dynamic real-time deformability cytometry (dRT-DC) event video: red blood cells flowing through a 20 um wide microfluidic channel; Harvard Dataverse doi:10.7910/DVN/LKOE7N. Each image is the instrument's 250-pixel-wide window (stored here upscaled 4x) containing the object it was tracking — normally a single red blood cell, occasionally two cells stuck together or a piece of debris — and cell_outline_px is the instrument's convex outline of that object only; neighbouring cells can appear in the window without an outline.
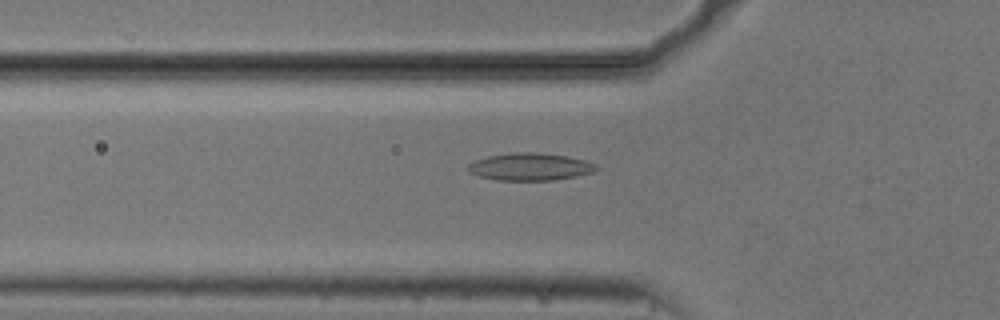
{"species": "common noctule bat (a hibernating species)", "species_latin": "Nyctalus noctula", "temperature_condition": "cold", "stored_images_in_passage": 54, "camera_frame_rate_fps": 3000, "um_per_image_px": 0.085, "animal": {"sex": "male", "body_mass_g": 20.5, "forearm_length_mm": 52.5}, "frame": {"image": 1, "passage_image": 18, "time_ms": 5.667, "image_size_px": [1000, 320], "cell_outline_px": [[600, 168], [596, 172], [576, 176], [552, 180], [496, 180], [480, 176], [468, 172], [468, 164], [476, 160], [488, 156], [512, 152], [540, 152], [568, 156], [584, 160], [596, 164]], "centroid_in_image_um": [45.1, 14.17], "position_along_channel_um": 80.7, "area_um2": 20.63}}
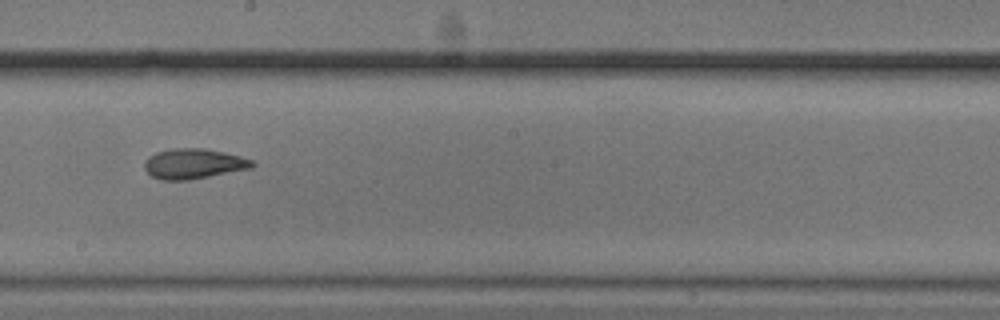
{"frame": {"image": 2, "passage_image": 30, "time_ms": 9.667, "image_size_px": [1000, 320], "cell_outline_px": [[256, 164], [252, 168], [188, 180], [160, 180], [152, 176], [144, 168], [144, 160], [148, 156], [156, 152], [172, 148], [204, 148], [224, 152], [240, 156], [252, 160]], "centroid_in_image_um": [16.44, 13.91], "position_along_channel_um": 231.8, "area_um2": 19.02}}
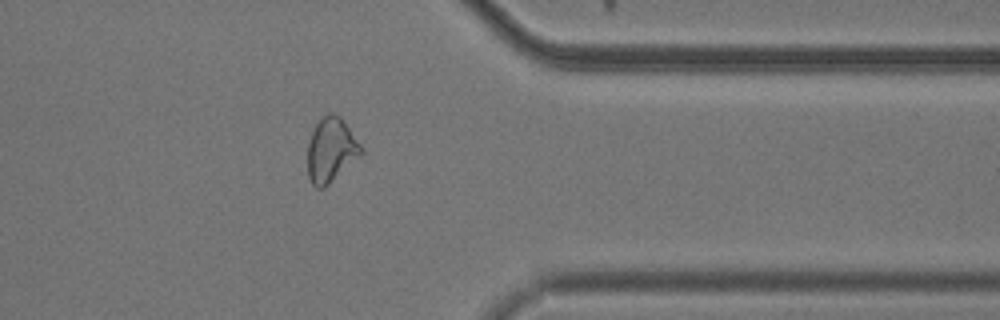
{"frame": {"image": 3, "passage_image": 43, "time_ms": 14.0, "image_size_px": [1000, 320], "cell_outline_px": [[364, 152], [360, 156], [324, 188], [316, 188], [312, 184], [308, 176], [308, 144], [312, 132], [316, 124], [328, 112], [332, 112], [340, 116], [344, 120], [364, 148]], "centroid_in_image_um": [28.16, 12.74], "position_along_channel_um": 383.2, "area_um2": 20.11}, "authors_computed_cell_mechanics": {"area_um2": 20.0566, "velocity_mm_per_s": 3.7474, "shape_relaxation_time_tau1_ms": null, "shape_relaxation_time_tau2_ms": 3.1806, "deformation_change_tau1": null, "deformation_change_tau2": 0.0946}}